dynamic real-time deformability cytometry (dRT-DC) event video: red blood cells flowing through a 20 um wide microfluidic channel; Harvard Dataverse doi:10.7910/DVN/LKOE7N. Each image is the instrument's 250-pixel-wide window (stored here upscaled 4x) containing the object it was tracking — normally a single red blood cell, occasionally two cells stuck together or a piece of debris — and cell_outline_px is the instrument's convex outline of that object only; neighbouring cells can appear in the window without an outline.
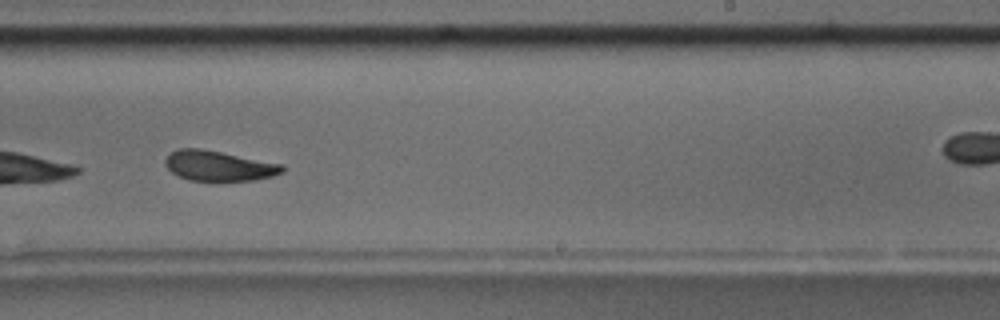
{"species": "common noctule bat (a hibernating species)", "species_latin": "Nyctalus noctula", "temperature_condition": "room temperature", "stored_images_in_passage": 18, "camera_frame_rate_fps": 3000, "um_per_image_px": 0.085, "animal": {"sex": "male", "body_mass_g": 17.5, "forearm_length_mm": 52.3}, "frame": {"image": 1, "passage_image": 11, "time_ms": 11.667, "image_size_px": [1000, 320], "cell_outline_px": [[284, 172], [272, 176], [256, 180], [188, 180], [172, 172], [164, 164], [164, 160], [176, 148], [200, 148], [284, 164]], "centroid_in_image_um": [18.61, 14.09], "position_along_channel_um": 270.4, "area_um2": 20.46}, "authors_computed_cell_mechanics": {"area_um2": 22.1952, "velocity_mm_per_s": 3.5234, "shape_relaxation_time_tau1_ms": 4.4949, "shape_relaxation_time_tau2_ms": 3.9454, "deformation_change_tau1": 0.0896, "deformation_change_tau2": 0.0886}}